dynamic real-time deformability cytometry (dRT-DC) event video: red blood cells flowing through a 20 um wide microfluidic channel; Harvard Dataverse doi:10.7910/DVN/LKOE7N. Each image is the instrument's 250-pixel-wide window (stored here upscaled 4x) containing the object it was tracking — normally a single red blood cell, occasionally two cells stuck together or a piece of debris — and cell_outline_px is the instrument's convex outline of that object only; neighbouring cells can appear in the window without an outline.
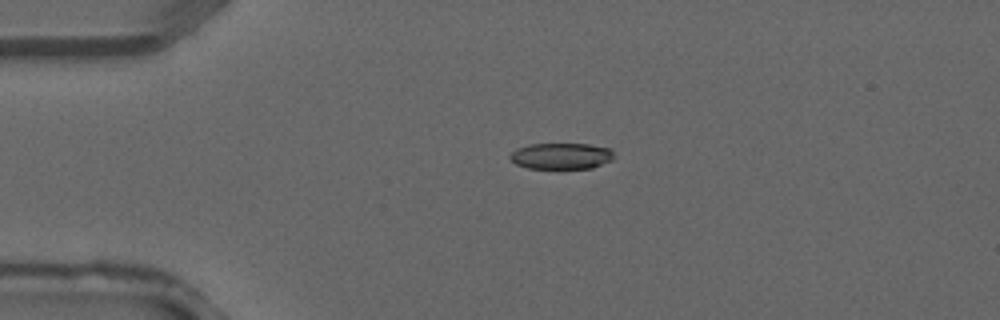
{"species": "common noctule bat (a hibernating species)", "species_latin": "Nyctalus noctula", "temperature_condition": "warm", "stored_images_in_passage": 3, "camera_frame_rate_fps": 3000, "um_per_image_px": 0.085, "animal": {"sex": "male", "forearm_length_mm": 52.5}, "frame": {"image": 1, "passage_image": 2, "time_ms": 0.333, "image_size_px": [1000, 320], "cell_outline_px": [[612, 160], [592, 168], [528, 168], [516, 164], [508, 156], [516, 148], [528, 144], [588, 144], [612, 148]], "centroid_in_image_um": [47.69, 13.25], "position_along_channel_um": 37.3, "area_um2": 15.84}}